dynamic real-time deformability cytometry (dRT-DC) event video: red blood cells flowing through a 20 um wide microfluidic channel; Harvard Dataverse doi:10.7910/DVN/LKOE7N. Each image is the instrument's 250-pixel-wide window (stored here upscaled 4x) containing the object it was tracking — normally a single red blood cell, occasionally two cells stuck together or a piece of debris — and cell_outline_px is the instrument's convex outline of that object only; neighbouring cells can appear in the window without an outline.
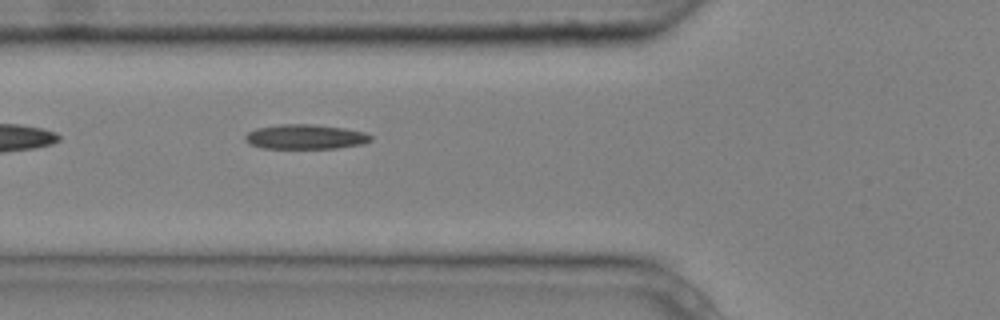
{"species": "common noctule bat (a hibernating species)", "species_latin": "Nyctalus noctula", "temperature_condition": "cold", "stored_images_in_passage": 6, "segment_of_instrument_passage": [2, 2], "camera_frame_rate_fps": 3000, "um_per_image_px": 0.085, "animal": {"sex": "male", "body_mass_g": 20.4}, "frame": {"image": 1, "passage_image": 6, "time_ms": 1.667, "image_size_px": [1000, 320], "cell_outline_px": [[372, 140], [364, 144], [336, 148], [264, 148], [252, 144], [244, 140], [244, 136], [248, 132], [256, 128], [280, 124], [316, 124], [344, 128], [364, 132], [372, 136]], "centroid_in_image_um": [25.98, 11.62], "position_along_channel_um": 99.8, "area_um2": 18.09}}